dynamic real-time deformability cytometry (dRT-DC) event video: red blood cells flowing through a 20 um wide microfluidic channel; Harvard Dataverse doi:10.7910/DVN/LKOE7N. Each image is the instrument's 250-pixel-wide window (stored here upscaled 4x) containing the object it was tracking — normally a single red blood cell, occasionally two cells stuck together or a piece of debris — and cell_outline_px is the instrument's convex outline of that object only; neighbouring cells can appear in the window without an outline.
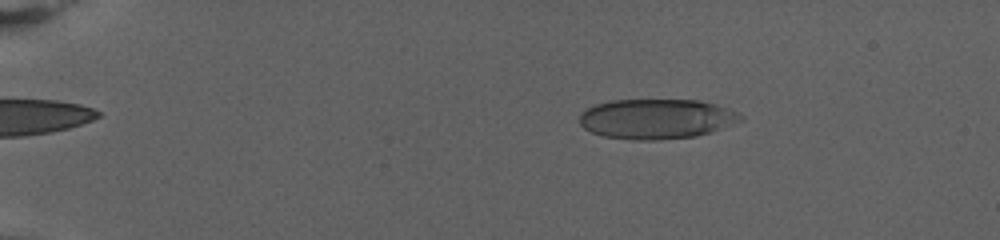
{"species": "human", "species_latin": "Homo sapiens", "temperature_condition": "warm", "stored_images_in_passage": 81, "camera_frame_rate_fps": 3000, "um_per_image_px": 0.085, "donor": {"sex": "female"}, "frame": {"image": 1, "passage_image": 16, "time_ms": 5.0, "image_size_px": [1000, 240], "cell_outline_px": [[744, 120], [712, 132], [696, 136], [656, 140], [632, 140], [604, 136], [592, 132], [584, 128], [580, 124], [580, 112], [596, 104], [612, 100], [700, 100], [716, 104], [740, 112], [744, 116]], "centroid_in_image_um": [55.85, 10.1], "position_along_channel_um": 29.2, "area_um2": 37.8}}
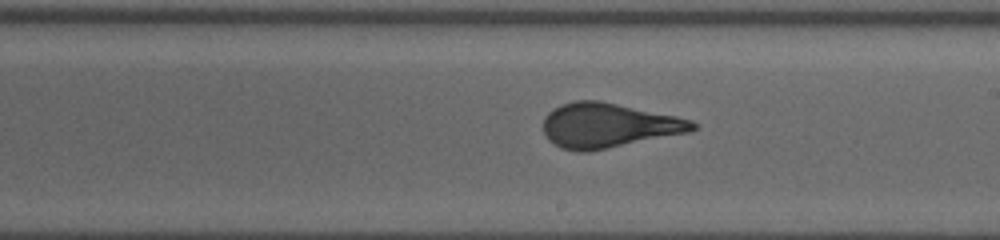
{"frame": {"image": 2, "passage_image": 50, "time_ms": 16.333, "image_size_px": [1000, 240], "cell_outline_px": [[700, 124], [692, 132], [588, 152], [576, 152], [560, 148], [552, 144], [544, 136], [544, 116], [552, 108], [560, 104], [576, 100], [600, 100], [676, 116], [692, 120]], "centroid_in_image_um": [51.7, 10.67], "position_along_channel_um": 237.3, "area_um2": 39.42}}
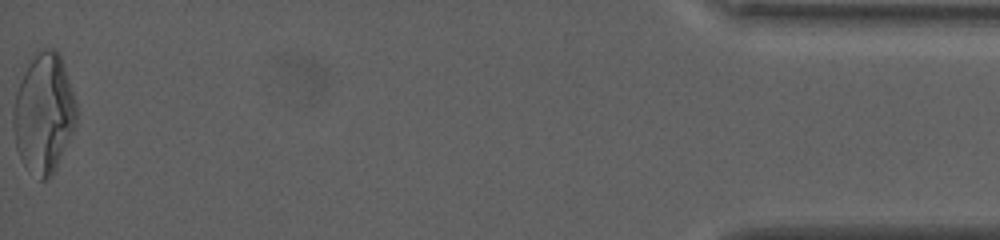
{"frame": {"image": 3, "passage_image": 81, "time_ms": 26.667, "image_size_px": [1000, 240], "cell_outline_px": [[76, 124], [56, 168], [52, 176], [48, 180], [40, 180], [20, 156], [16, 148], [12, 124], [12, 112], [20, 80], [28, 64], [44, 48], [56, 48], [64, 64], [76, 104]], "centroid_in_image_um": [3.73, 9.63], "position_along_channel_um": 431.5, "area_um2": 43.35}}